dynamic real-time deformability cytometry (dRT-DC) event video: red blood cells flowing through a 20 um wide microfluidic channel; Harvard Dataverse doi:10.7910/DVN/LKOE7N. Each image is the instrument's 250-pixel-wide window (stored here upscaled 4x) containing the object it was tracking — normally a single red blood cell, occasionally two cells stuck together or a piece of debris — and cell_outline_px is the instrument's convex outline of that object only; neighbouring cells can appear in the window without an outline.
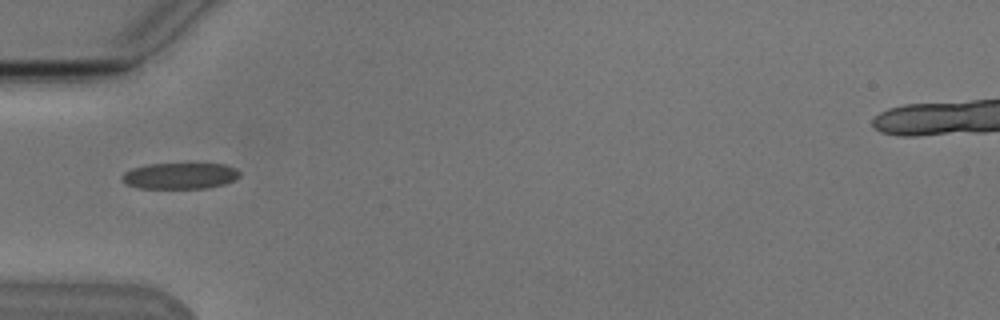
{"species": "Egyptian fruit bat (a non-hibernating species)", "species_latin": "Rousettus aegyptiacus", "temperature_condition": "cold", "stored_images_in_passage": 8, "camera_frame_rate_fps": 3000, "um_per_image_px": 0.085, "animal": {"sex": "male"}, "frame": {"image": 1, "passage_image": 4, "time_ms": 3.667, "image_size_px": [1000, 320], "cell_outline_px": [[240, 176], [236, 180], [224, 184], [208, 188], [136, 188], [124, 184], [120, 180], [120, 176], [124, 172], [132, 168], [148, 164], [224, 164], [236, 168], [240, 172]], "centroid_in_image_um": [15.27, 14.95], "position_along_channel_um": 69.7, "area_um2": 18.21}}
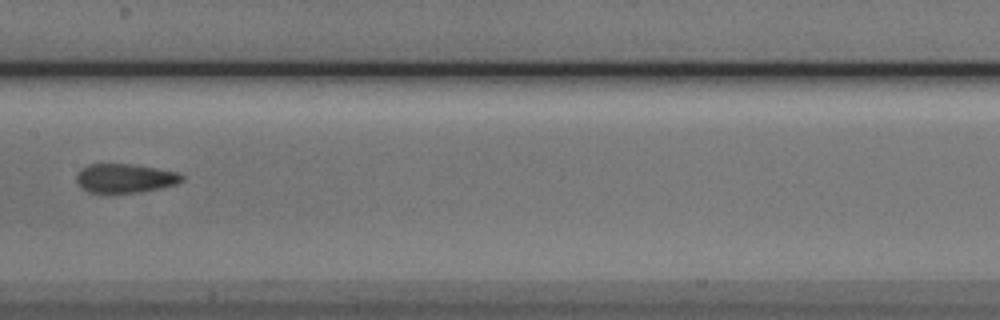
{"frame": {"image": 2, "passage_image": 7, "time_ms": 7.0, "image_size_px": [1000, 320], "cell_outline_px": [[184, 180], [176, 184], [160, 188], [140, 192], [88, 192], [80, 188], [76, 184], [76, 176], [80, 168], [88, 164], [132, 164], [176, 172], [184, 176]], "centroid_in_image_um": [10.57, 15.15], "position_along_channel_um": 196.8, "area_um2": 17.8}}
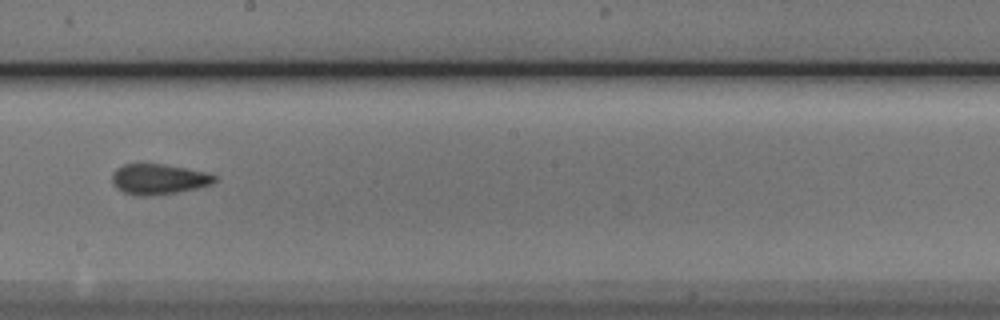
{"frame": {"image": 3, "passage_image": 8, "time_ms": 8.0, "image_size_px": [1000, 320], "cell_outline_px": [[216, 180], [208, 184], [196, 188], [176, 192], [148, 196], [136, 196], [124, 192], [112, 180], [112, 172], [116, 168], [124, 164], [164, 164], [208, 172], [216, 176]], "centroid_in_image_um": [13.48, 15.21], "position_along_channel_um": 234.7, "area_um2": 17.92}}